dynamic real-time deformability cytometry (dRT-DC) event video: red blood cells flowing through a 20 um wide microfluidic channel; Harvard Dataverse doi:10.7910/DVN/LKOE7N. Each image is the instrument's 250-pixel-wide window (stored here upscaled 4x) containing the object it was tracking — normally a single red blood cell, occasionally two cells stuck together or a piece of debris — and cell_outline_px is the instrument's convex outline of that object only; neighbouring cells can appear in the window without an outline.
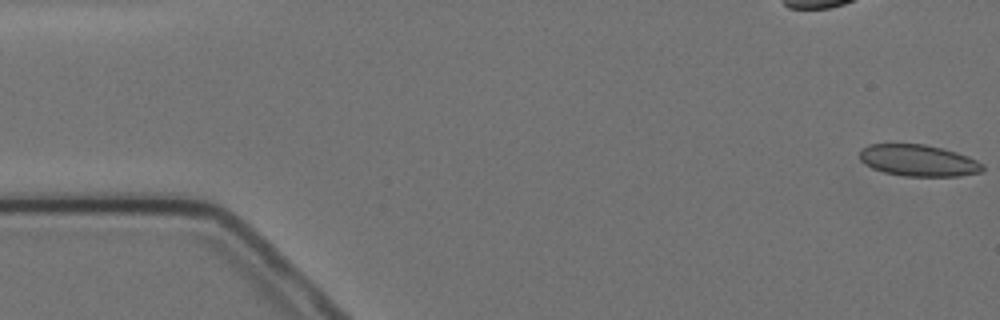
{"species": "Egyptian fruit bat (a non-hibernating species)", "species_latin": "Rousettus aegyptiacus", "temperature_condition": "cold", "stored_images_in_passage": 6, "camera_frame_rate_fps": 3000, "um_per_image_px": 0.085, "animal": {"sex": "female"}, "frame": {"image": 1, "passage_image": 1, "time_ms": 0.0, "image_size_px": [1000, 320], "cell_outline_px": [[984, 172], [960, 176], [904, 176], [884, 172], [872, 168], [860, 160], [860, 148], [868, 144], [924, 144], [944, 148], [968, 156], [984, 164]], "centroid_in_image_um": [78.09, 13.64], "position_along_channel_um": 6.9, "area_um2": 22.83}}